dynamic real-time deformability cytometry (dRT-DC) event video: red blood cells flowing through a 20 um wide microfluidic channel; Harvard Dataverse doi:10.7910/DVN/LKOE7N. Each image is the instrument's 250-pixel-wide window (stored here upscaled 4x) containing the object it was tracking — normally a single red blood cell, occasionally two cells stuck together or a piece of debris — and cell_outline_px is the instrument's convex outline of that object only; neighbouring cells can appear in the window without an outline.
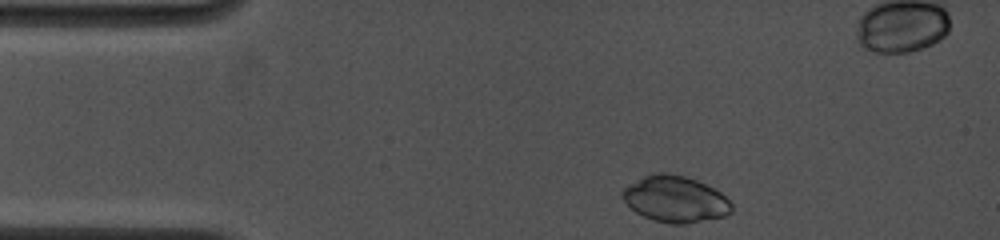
{"species": "common noctule bat (a hibernating species)", "species_latin": "Nyctalus noctula", "temperature_condition": "cold", "stored_images_in_passage": 34, "camera_frame_rate_fps": 4500, "um_per_image_px": 0.085, "animal": {"sex": "female", "body_mass_g": 19.0, "forearm_length_mm": 53.3}, "frame": {"image": 1, "passage_image": 1, "time_ms": 0.0, "image_size_px": [1000, 240], "cell_outline_px": [[732, 212], [724, 216], [684, 224], [668, 224], [652, 220], [636, 212], [620, 196], [620, 192], [628, 184], [652, 172], [664, 172], [684, 176], [696, 180], [720, 192], [732, 204]], "centroid_in_image_um": [57.36, 16.92], "position_along_channel_um": 27.6, "area_um2": 29.42}}
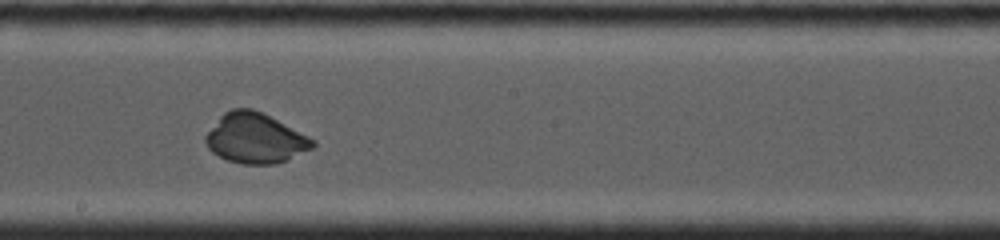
{"frame": {"image": 2, "passage_image": 20, "time_ms": 6.444, "image_size_px": [1000, 240], "cell_outline_px": [[316, 144], [312, 148], [288, 160], [276, 164], [244, 164], [228, 160], [212, 152], [208, 148], [204, 140], [204, 136], [220, 116], [224, 112], [232, 108], [252, 108], [316, 140]], "centroid_in_image_um": [21.68, 11.76], "position_along_channel_um": 226.5, "area_um2": 30.98}}
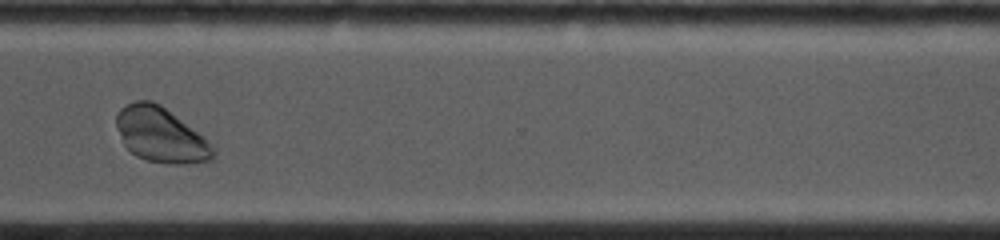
{"frame": {"image": 3, "passage_image": 30, "time_ms": 9.778, "image_size_px": [1000, 240], "cell_outline_px": [[216, 156], [212, 160], [184, 164], [168, 164], [148, 160], [136, 156], [124, 144], [116, 128], [116, 112], [120, 108], [136, 100], [152, 100], [160, 104], [204, 136], [216, 152]], "centroid_in_image_um": [13.67, 11.46], "position_along_channel_um": 356.9, "area_um2": 30.98}}